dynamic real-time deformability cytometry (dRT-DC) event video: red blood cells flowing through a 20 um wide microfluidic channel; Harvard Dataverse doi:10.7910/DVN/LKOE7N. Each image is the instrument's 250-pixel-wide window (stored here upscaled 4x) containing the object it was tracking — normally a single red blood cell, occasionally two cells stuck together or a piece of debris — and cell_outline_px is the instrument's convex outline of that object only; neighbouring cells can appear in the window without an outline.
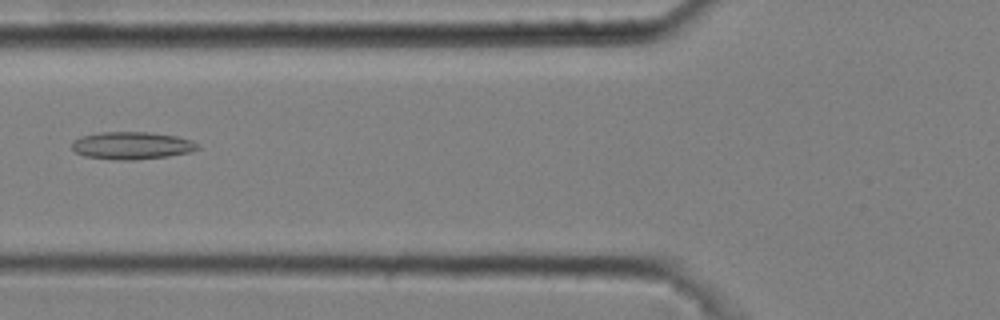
{"species": "common noctule bat (a hibernating species)", "species_latin": "Nyctalus noctula", "temperature_condition": "cold", "stored_images_in_passage": 5, "camera_frame_rate_fps": 3000, "um_per_image_px": 0.085, "animal": {"sex": "male", "body_mass_g": 20.4}, "frame": {"image": 1, "passage_image": 5, "time_ms": 1.333, "image_size_px": [1000, 320], "cell_outline_px": [[200, 148], [192, 152], [168, 156], [132, 160], [120, 160], [84, 156], [76, 152], [72, 148], [72, 140], [80, 136], [100, 132], [148, 132], [176, 136], [192, 140], [200, 144]], "centroid_in_image_um": [11.22, 12.36], "position_along_channel_um": 114.6, "area_um2": 20.29}}